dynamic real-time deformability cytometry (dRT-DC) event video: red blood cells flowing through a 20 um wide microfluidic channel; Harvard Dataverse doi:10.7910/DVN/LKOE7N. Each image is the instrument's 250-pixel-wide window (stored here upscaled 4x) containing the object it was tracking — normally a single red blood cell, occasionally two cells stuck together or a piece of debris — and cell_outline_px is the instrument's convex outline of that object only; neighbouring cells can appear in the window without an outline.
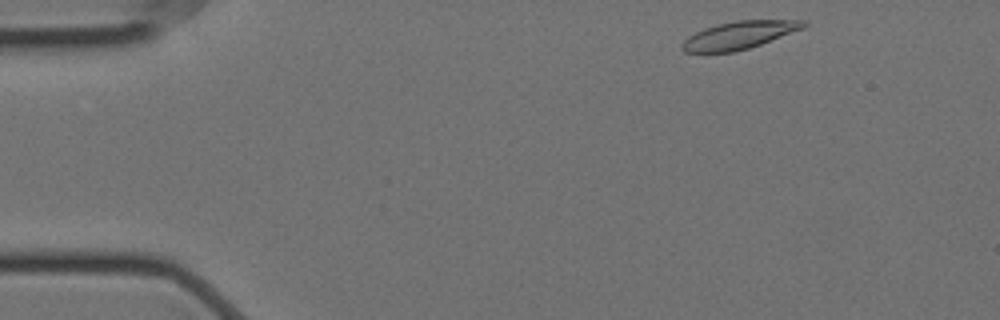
{"species": "Egyptian fruit bat (a non-hibernating species)", "species_latin": "Rousettus aegyptiacus", "temperature_condition": "cold", "stored_images_in_passage": 12, "camera_frame_rate_fps": 3000, "um_per_image_px": 0.085, "animal": {"sex": "female"}, "frame": {"image": 1, "passage_image": 1, "time_ms": 0.0, "image_size_px": [1000, 320], "cell_outline_px": [[808, 24], [804, 28], [760, 44], [736, 52], [684, 52], [680, 48], [680, 44], [688, 36], [704, 28], [716, 24], [736, 20], [808, 20]], "centroid_in_image_um": [62.81, 2.98], "position_along_channel_um": 22.2, "area_um2": 19.65}}
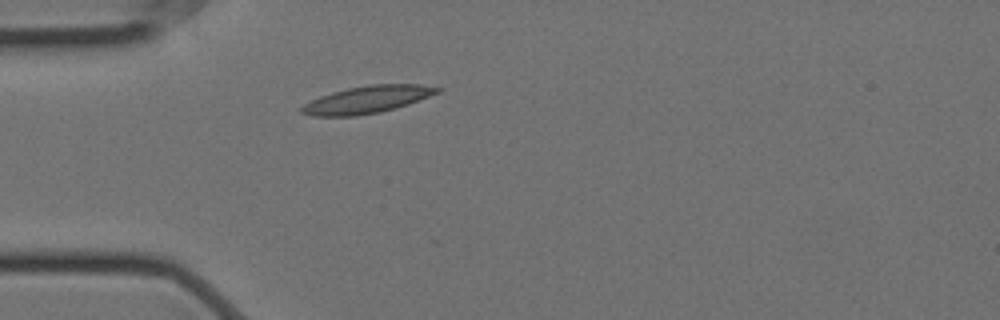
{"frame": {"image": 2, "passage_image": 10, "time_ms": 3.0, "image_size_px": [1000, 320], "cell_outline_px": [[444, 88], [440, 92], [408, 104], [396, 108], [380, 112], [356, 116], [312, 116], [300, 112], [300, 108], [304, 104], [320, 96], [332, 92], [348, 88], [372, 84], [420, 84]], "centroid_in_image_um": [31.23, 8.46], "position_along_channel_um": 53.8, "area_um2": 21.56}}